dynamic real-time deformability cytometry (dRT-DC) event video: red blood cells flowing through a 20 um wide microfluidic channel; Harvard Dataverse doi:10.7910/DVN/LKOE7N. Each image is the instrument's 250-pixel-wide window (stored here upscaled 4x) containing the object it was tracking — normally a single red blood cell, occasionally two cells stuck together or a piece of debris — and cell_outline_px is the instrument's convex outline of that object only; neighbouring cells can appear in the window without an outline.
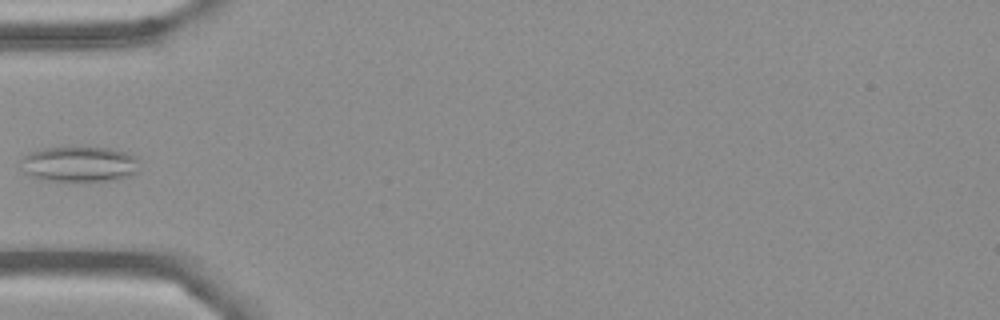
{"species": "Egyptian fruit bat (a non-hibernating species)", "species_latin": "Rousettus aegyptiacus", "temperature_condition": "cold", "stored_images_in_passage": 7, "camera_frame_rate_fps": 3000, "um_per_image_px": 0.085, "frame": {"image": 1, "passage_image": 6, "time_ms": 6.0, "image_size_px": [1000, 320], "cell_outline_px": [[136, 172], [132, 176], [112, 180], [48, 180], [32, 176], [24, 172], [20, 160], [24, 156], [32, 152], [44, 148], [108, 148], [124, 152], [136, 156]], "centroid_in_image_um": [6.74, 13.95], "position_along_channel_um": 78.3, "area_um2": 23.81}}